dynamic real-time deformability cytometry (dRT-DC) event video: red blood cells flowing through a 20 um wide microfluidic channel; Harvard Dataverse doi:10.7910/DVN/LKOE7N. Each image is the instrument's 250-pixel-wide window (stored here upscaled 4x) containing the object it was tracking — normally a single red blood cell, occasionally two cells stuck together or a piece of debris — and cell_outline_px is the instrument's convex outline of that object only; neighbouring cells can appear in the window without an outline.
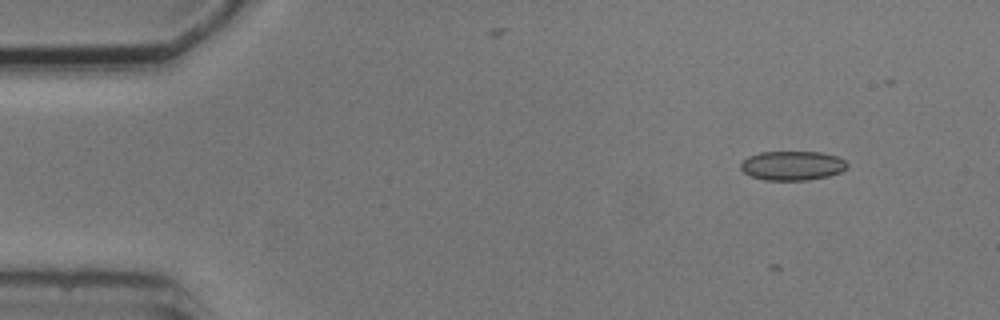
{"species": "common noctule bat (a hibernating species)", "species_latin": "Nyctalus noctula", "temperature_condition": "cold", "stored_images_in_passage": 5, "camera_frame_rate_fps": 3000, "um_per_image_px": 0.085, "animal": {"sex": "male", "body_mass_g": 20.5, "forearm_length_mm": 52.5}, "frame": {"image": 1, "passage_image": 2, "time_ms": 1.0, "image_size_px": [1000, 320], "cell_outline_px": [[848, 168], [840, 172], [828, 176], [808, 180], [764, 180], [752, 176], [744, 172], [740, 168], [740, 164], [748, 156], [760, 152], [820, 152], [836, 156], [844, 160], [848, 164]], "centroid_in_image_um": [67.35, 14.08], "position_along_channel_um": 17.6, "area_um2": 18.15}}
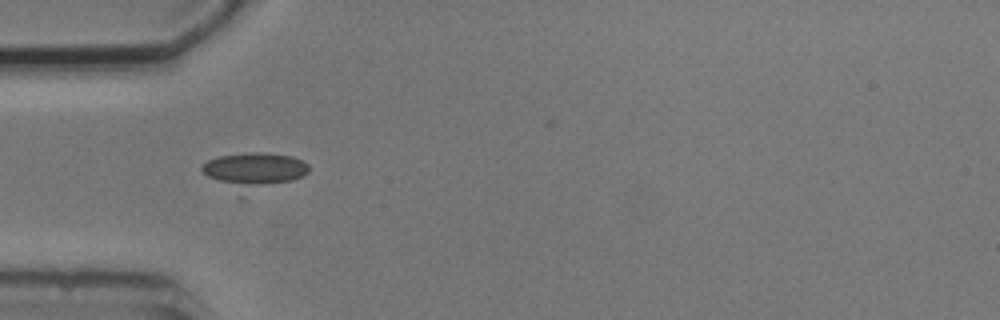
{"frame": {"image": 2, "passage_image": 5, "time_ms": 4.667, "image_size_px": [1000, 320], "cell_outline_px": [[308, 172], [304, 176], [244, 200], [240, 200], [208, 176], [200, 168], [208, 160], [220, 156], [248, 152], [264, 152], [292, 156], [308, 164]], "centroid_in_image_um": [21.57, 14.64], "position_along_channel_um": 63.4, "area_um2": 24.16}}